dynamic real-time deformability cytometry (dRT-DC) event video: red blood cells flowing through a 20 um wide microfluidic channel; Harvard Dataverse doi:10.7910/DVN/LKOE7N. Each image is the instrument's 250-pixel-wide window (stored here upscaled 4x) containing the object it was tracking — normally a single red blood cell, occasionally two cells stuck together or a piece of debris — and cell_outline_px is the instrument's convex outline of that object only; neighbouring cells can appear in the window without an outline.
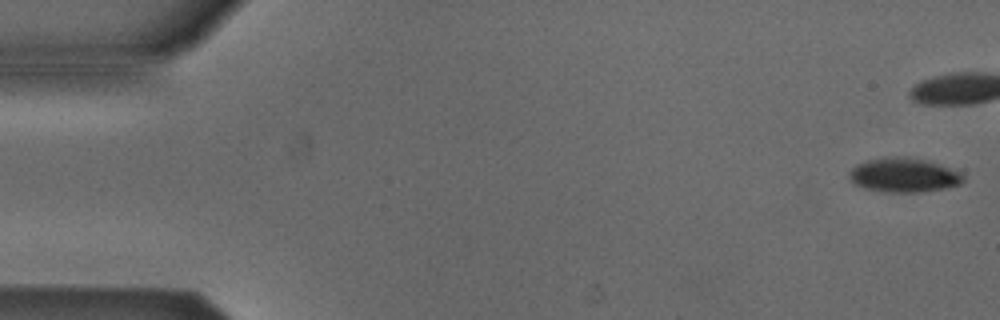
{"species": "Egyptian fruit bat (a non-hibernating species)", "species_latin": "Rousettus aegyptiacus", "temperature_condition": "cold", "stored_images_in_passage": 41, "camera_frame_rate_fps": 3000, "um_per_image_px": 0.085, "animal": {"sex": "male"}, "frame": {"image": 1, "passage_image": 1, "time_ms": 0.0, "image_size_px": [1000, 320], "cell_outline_px": [[964, 180], [960, 184], [944, 188], [920, 192], [888, 192], [864, 188], [856, 184], [848, 176], [848, 172], [856, 164], [864, 160], [884, 156], [908, 156], [928, 160], [940, 164], [960, 172], [964, 176]], "centroid_in_image_um": [76.8, 14.85], "position_along_channel_um": 8.2, "area_um2": 23.06}}
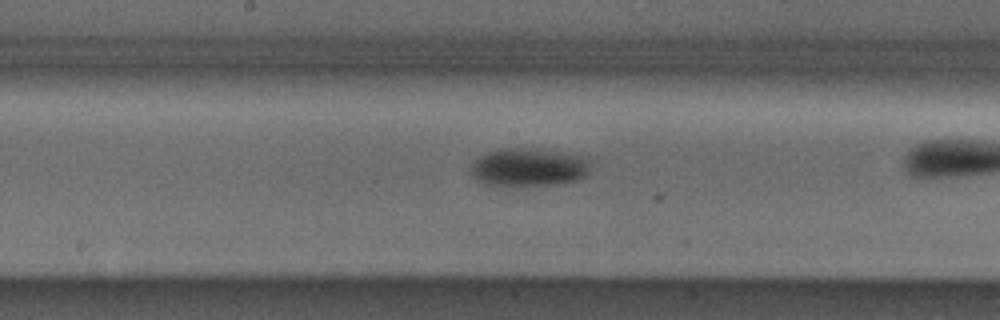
{"frame": {"image": 2, "passage_image": 27, "time_ms": 8.667, "image_size_px": [1000, 320], "cell_outline_px": [[588, 172], [580, 180], [556, 184], [504, 188], [484, 184], [476, 180], [472, 176], [468, 168], [472, 160], [488, 152], [504, 148], [528, 148], [588, 156]], "centroid_in_image_um": [44.85, 14.26], "position_along_channel_um": 203.3, "area_um2": 27.46}}
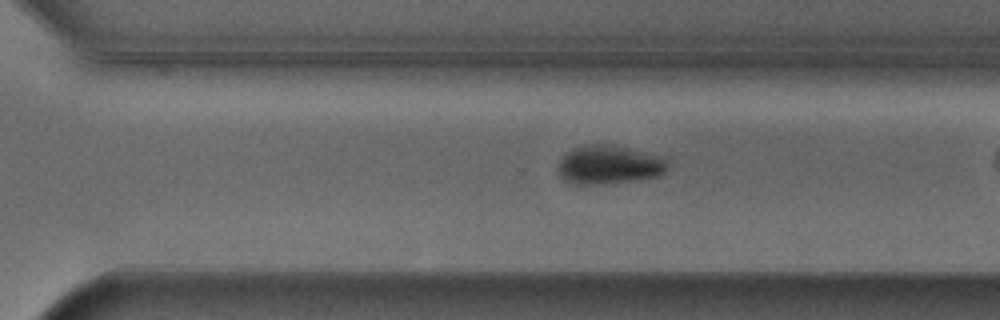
{"frame": {"image": 3, "passage_image": 36, "time_ms": 11.667, "image_size_px": [1000, 320], "cell_outline_px": [[668, 168], [660, 176], [632, 180], [588, 184], [576, 184], [564, 180], [560, 176], [556, 168], [560, 160], [568, 152], [584, 144], [612, 144], [664, 156], [668, 164]], "centroid_in_image_um": [51.79, 13.98], "position_along_channel_um": 318.8, "area_um2": 24.68}}